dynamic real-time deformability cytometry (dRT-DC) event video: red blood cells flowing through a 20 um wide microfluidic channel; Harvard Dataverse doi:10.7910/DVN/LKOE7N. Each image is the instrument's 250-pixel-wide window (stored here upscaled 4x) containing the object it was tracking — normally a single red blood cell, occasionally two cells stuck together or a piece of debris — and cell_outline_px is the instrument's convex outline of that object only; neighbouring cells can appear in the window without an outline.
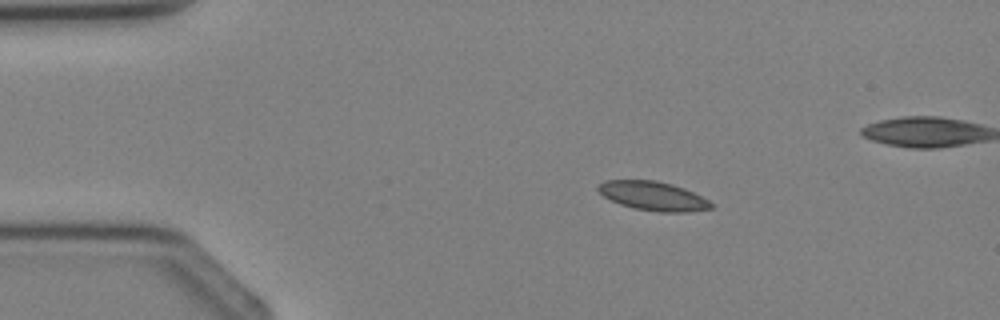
{"species": "Egyptian fruit bat (a non-hibernating species)", "species_latin": "Rousettus aegyptiacus", "temperature_condition": "cold", "stored_images_in_passage": 3, "camera_frame_rate_fps": 3000, "um_per_image_px": 0.085, "animal": {"sex": "female"}, "frame": {"image": 1, "passage_image": 1, "time_ms": 0.0, "image_size_px": [1000, 320], "cell_outline_px": [[712, 208], [688, 212], [660, 212], [632, 208], [620, 204], [604, 196], [596, 188], [604, 180], [656, 180], [672, 184], [684, 188], [708, 200], [712, 204]], "centroid_in_image_um": [55.5, 16.66], "position_along_channel_um": 29.5, "area_um2": 18.96}}